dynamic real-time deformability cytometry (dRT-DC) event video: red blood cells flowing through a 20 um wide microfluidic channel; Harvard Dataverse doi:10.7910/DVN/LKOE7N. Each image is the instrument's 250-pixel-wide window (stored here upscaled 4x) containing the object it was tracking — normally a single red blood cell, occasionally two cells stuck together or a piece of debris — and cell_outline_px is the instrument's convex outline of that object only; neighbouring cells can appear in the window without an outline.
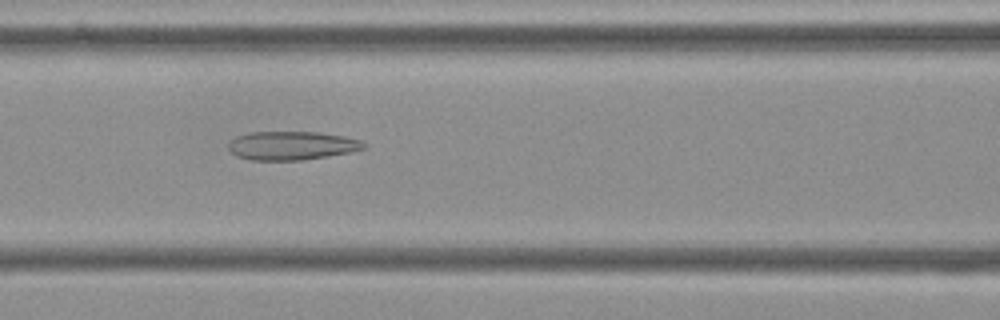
{"species": "Egyptian fruit bat (a non-hibernating species)", "species_latin": "Rousettus aegyptiacus", "temperature_condition": "cold", "stored_images_in_passage": 48, "camera_frame_rate_fps": 3000, "um_per_image_px": 0.085, "frame": {"image": 1, "passage_image": 23, "time_ms": 7.333, "image_size_px": [1000, 320], "cell_outline_px": [[368, 144], [364, 148], [352, 152], [304, 160], [252, 160], [236, 156], [228, 148], [228, 144], [236, 136], [248, 132], [316, 132], [344, 136], [360, 140]], "centroid_in_image_um": [24.81, 12.38], "position_along_channel_um": 141.8, "area_um2": 22.66}}
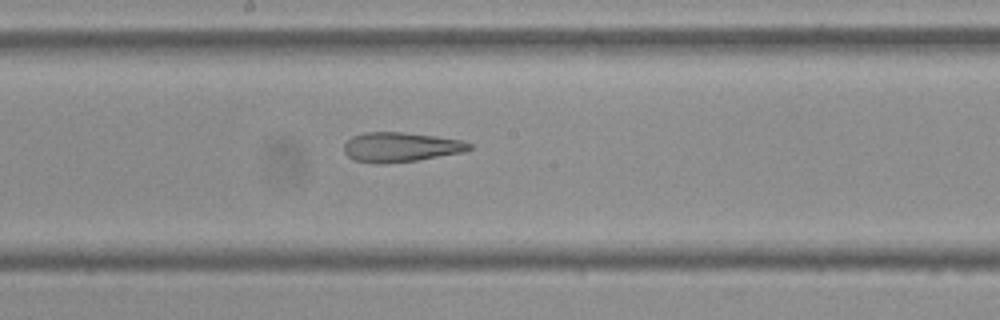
{"frame": {"image": 2, "passage_image": 29, "time_ms": 9.333, "image_size_px": [1000, 320], "cell_outline_px": [[472, 148], [464, 152], [416, 160], [376, 164], [356, 160], [348, 156], [344, 152], [344, 144], [352, 136], [364, 132], [404, 132], [436, 136], [464, 140], [472, 144]], "centroid_in_image_um": [34.08, 12.49], "position_along_channel_um": 214.1, "area_um2": 21.62}}
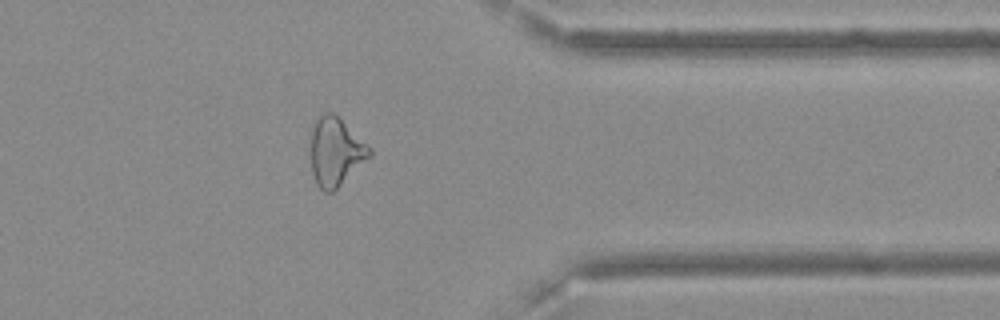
{"frame": {"image": 3, "passage_image": 44, "time_ms": 14.333, "image_size_px": [1000, 320], "cell_outline_px": [[372, 156], [332, 192], [324, 192], [316, 184], [312, 172], [312, 124], [324, 112], [332, 112], [372, 148]], "centroid_in_image_um": [28.54, 12.91], "position_along_channel_um": 382.9, "area_um2": 23.12}, "authors_computed_cell_mechanics": {"area_um2": 23.5246, "velocity_mm_per_s": 3.6178, "shape_relaxation_time_tau1_ms": null, "shape_relaxation_time_tau2_ms": 4.3773, "deformation_change_tau1": null, "deformation_change_tau2": 0.1663}}